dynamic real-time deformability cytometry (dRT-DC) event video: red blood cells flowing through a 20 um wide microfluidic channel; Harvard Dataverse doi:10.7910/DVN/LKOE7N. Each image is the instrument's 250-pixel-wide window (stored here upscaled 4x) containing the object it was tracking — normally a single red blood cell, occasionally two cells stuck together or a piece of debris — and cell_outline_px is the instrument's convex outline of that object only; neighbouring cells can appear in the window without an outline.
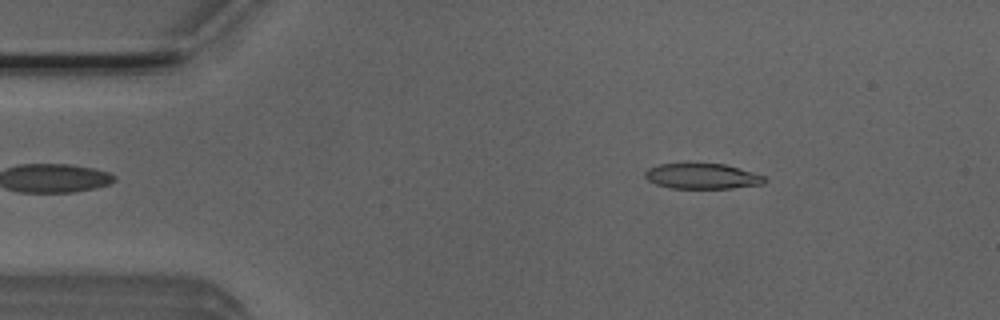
{"species": "Egyptian fruit bat (a non-hibernating species)", "species_latin": "Rousettus aegyptiacus", "temperature_condition": "room temperature", "stored_images_in_passage": 49, "camera_frame_rate_fps": 3000, "um_per_image_px": 0.085, "animal": {"sex": "male"}, "frame": {"image": 1, "passage_image": 5, "time_ms": 1.333, "image_size_px": [1000, 320], "cell_outline_px": [[768, 180], [764, 184], [732, 188], [668, 188], [656, 184], [648, 180], [644, 176], [644, 172], [648, 168], [660, 164], [688, 160], [724, 164], [752, 172], [764, 176]], "centroid_in_image_um": [59.63, 14.93], "position_along_channel_um": 25.4, "area_um2": 18.55}}
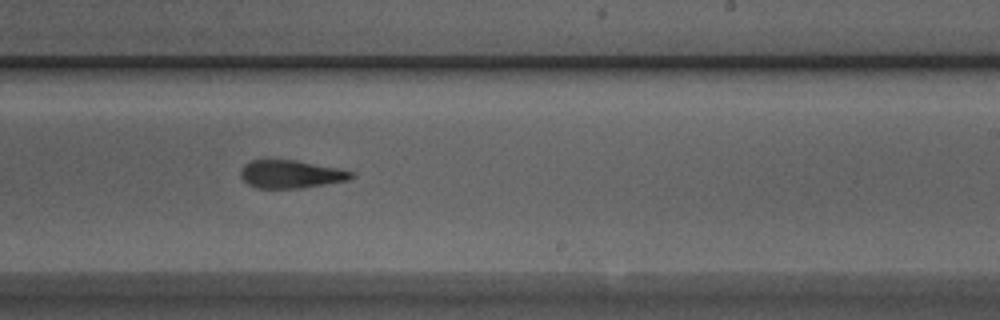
{"frame": {"image": 2, "passage_image": 28, "time_ms": 9.0, "image_size_px": [1000, 320], "cell_outline_px": [[356, 176], [348, 180], [300, 188], [256, 188], [248, 184], [240, 176], [240, 172], [244, 164], [248, 160], [296, 160], [356, 172]], "centroid_in_image_um": [24.71, 14.8], "position_along_channel_um": 264.3, "area_um2": 18.03}}
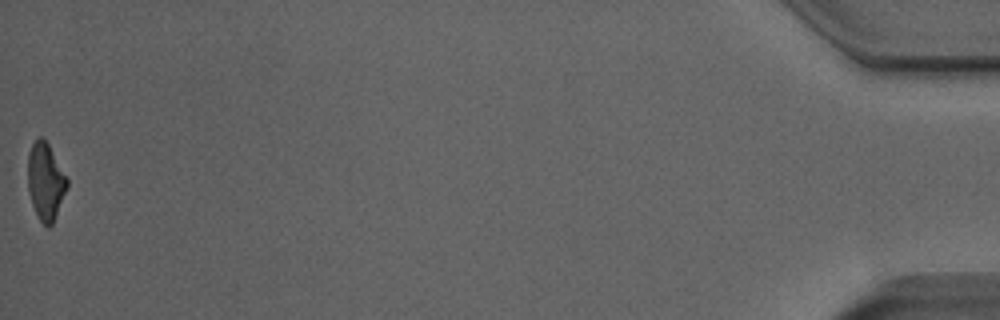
{"frame": {"image": 3, "passage_image": 49, "time_ms": 16.0, "image_size_px": [1000, 320], "cell_outline_px": [[68, 188], [52, 224], [48, 228], [40, 220], [32, 204], [28, 192], [28, 152], [32, 144], [40, 136], [48, 144], [68, 180]], "centroid_in_image_um": [3.87, 15.44], "position_along_channel_um": 431.3, "area_um2": 17.4}, "authors_computed_cell_mechanics": {"area_um2": 18.6694, "velocity_mm_per_s": 3.9135, "shape_relaxation_time_tau1_ms": 7.1599, "shape_relaxation_time_tau2_ms": 3.5882, "deformation_change_tau1": 0.1954, "deformation_change_tau2": 0.1444}}